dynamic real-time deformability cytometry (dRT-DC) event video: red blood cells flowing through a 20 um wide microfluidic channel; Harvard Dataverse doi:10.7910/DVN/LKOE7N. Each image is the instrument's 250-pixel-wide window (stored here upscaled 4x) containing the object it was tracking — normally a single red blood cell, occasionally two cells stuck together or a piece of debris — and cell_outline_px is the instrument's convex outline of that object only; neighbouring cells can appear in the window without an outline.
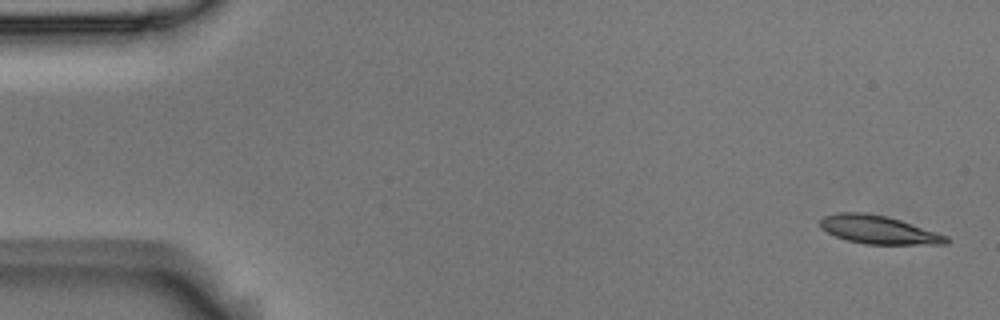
{"species": "Egyptian fruit bat (a non-hibernating species)", "species_latin": "Rousettus aegyptiacus", "temperature_condition": "room temperature", "stored_images_in_passage": 6, "camera_frame_rate_fps": 3000, "um_per_image_px": 0.085, "animal": {"sex": "male"}, "frame": {"image": 1, "passage_image": 1, "time_ms": 0.0, "image_size_px": [1000, 320], "cell_outline_px": [[952, 240], [948, 244], [864, 244], [848, 240], [836, 236], [820, 228], [820, 220], [824, 216], [836, 212], [864, 212], [884, 216], [900, 220], [948, 236]], "centroid_in_image_um": [74.68, 19.53], "position_along_channel_um": 10.3, "area_um2": 20.69}}
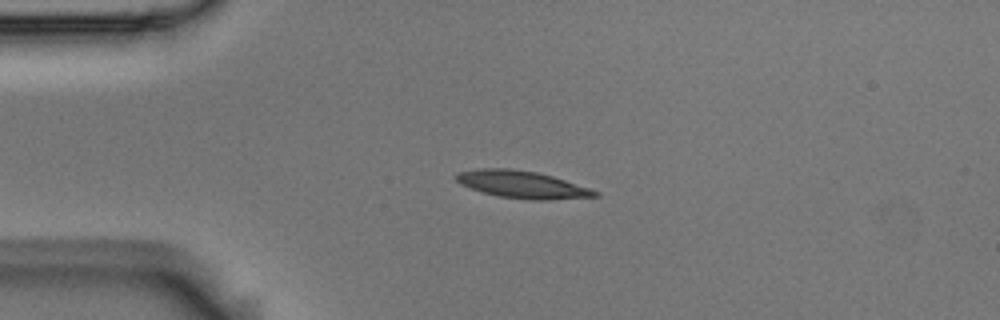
{"frame": {"image": 2, "passage_image": 4, "time_ms": 1.0, "image_size_px": [1000, 320], "cell_outline_px": [[600, 196], [548, 200], [532, 200], [500, 196], [484, 192], [460, 184], [452, 176], [460, 172], [480, 168], [512, 168], [536, 172], [552, 176], [600, 192]], "centroid_in_image_um": [44.37, 15.68], "position_along_channel_um": 40.6, "area_um2": 21.85}}
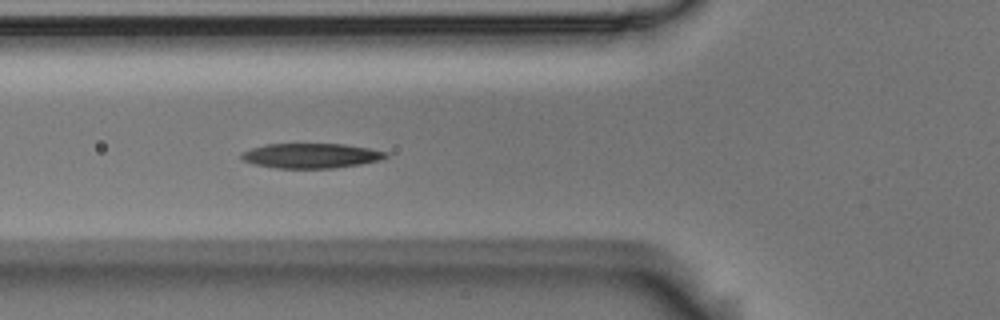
{"frame": {"image": 3, "passage_image": 6, "time_ms": 1.667, "image_size_px": [1000, 320], "cell_outline_px": [[388, 156], [380, 160], [360, 164], [332, 168], [276, 168], [252, 164], [244, 160], [240, 156], [240, 152], [264, 144], [344, 144], [368, 148], [388, 152]], "centroid_in_image_um": [26.41, 13.23], "position_along_channel_um": 99.4, "area_um2": 20.92}}